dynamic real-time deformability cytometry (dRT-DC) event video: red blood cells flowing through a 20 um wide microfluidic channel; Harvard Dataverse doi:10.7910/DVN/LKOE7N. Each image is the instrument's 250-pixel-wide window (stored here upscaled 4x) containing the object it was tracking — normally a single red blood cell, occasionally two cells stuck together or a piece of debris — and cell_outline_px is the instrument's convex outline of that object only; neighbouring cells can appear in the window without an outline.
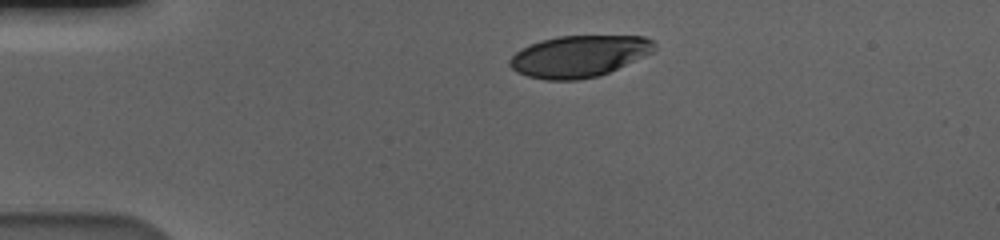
{"species": "human", "species_latin": "Homo sapiens", "temperature_condition": "cold", "stored_images_in_passage": 40, "camera_frame_rate_fps": 3000, "um_per_image_px": 0.085, "donor": {"sex": "male"}, "frame": {"image": 1, "passage_image": 1, "time_ms": 0.0, "image_size_px": [1000, 240], "cell_outline_px": [[656, 48], [652, 52], [644, 56], [600, 76], [580, 80], [544, 80], [528, 76], [516, 72], [508, 64], [508, 60], [520, 48], [540, 40], [556, 36], [644, 36], [652, 40], [656, 44]], "centroid_in_image_um": [49.19, 4.78], "position_along_channel_um": 35.8, "area_um2": 35.26}}
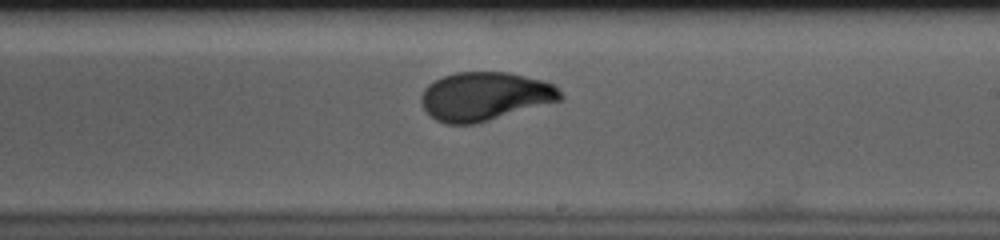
{"frame": {"image": 2, "passage_image": 23, "time_ms": 7.333, "image_size_px": [1000, 240], "cell_outline_px": [[564, 96], [560, 100], [476, 124], [444, 124], [436, 120], [420, 104], [420, 96], [424, 88], [428, 84], [444, 76], [456, 72], [508, 72], [540, 80], [552, 84]], "centroid_in_image_um": [41.16, 8.19], "position_along_channel_um": 247.8, "area_um2": 39.13}}
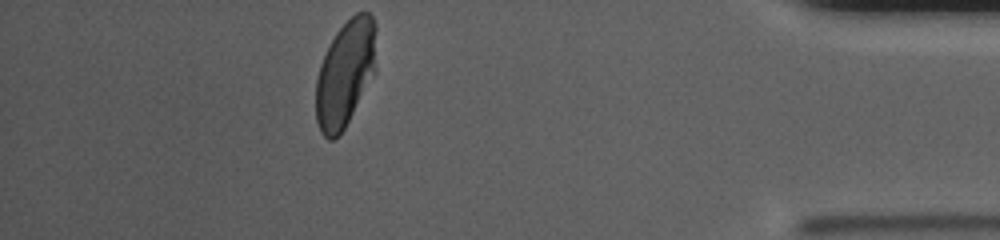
{"frame": {"image": 3, "passage_image": 40, "time_ms": 13.0, "image_size_px": [1000, 240], "cell_outline_px": [[376, 72], [344, 128], [332, 140], [328, 140], [320, 132], [316, 120], [316, 80], [320, 64], [336, 32], [356, 12], [368, 12], [372, 16], [376, 24]], "centroid_in_image_um": [29.37, 6.23], "position_along_channel_um": 405.8, "area_um2": 37.45}, "authors_computed_cell_mechanics": {"area_um2": 38.7549, "velocity_mm_per_s": 3.5639, "shape_relaxation_time_tau1_ms": 4.1767, "shape_relaxation_time_tau2_ms": 0.8248, "deformation_change_tau1": 0.1672, "deformation_change_tau2": 0.0517}}